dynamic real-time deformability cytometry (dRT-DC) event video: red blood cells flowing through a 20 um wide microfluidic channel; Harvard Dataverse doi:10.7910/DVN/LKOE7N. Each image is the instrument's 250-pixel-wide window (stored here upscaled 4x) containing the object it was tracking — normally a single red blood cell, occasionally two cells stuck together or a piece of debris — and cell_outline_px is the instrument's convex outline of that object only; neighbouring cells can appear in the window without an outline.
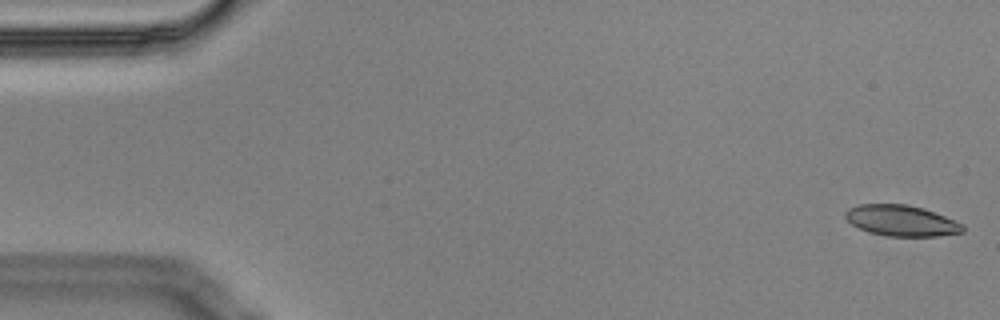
{"species": "Egyptian fruit bat (a non-hibernating species)", "species_latin": "Rousettus aegyptiacus", "temperature_condition": "cold", "stored_images_in_passage": 5, "camera_frame_rate_fps": 3000, "um_per_image_px": 0.085, "animal": {"sex": "male"}, "frame": {"image": 1, "passage_image": 1, "time_ms": 0.0, "image_size_px": [1000, 320], "cell_outline_px": [[964, 232], [940, 236], [888, 236], [868, 232], [852, 224], [844, 216], [844, 212], [848, 208], [860, 204], [908, 204], [924, 208], [964, 224]], "centroid_in_image_um": [76.62, 18.75], "position_along_channel_um": 8.4, "area_um2": 21.21}}